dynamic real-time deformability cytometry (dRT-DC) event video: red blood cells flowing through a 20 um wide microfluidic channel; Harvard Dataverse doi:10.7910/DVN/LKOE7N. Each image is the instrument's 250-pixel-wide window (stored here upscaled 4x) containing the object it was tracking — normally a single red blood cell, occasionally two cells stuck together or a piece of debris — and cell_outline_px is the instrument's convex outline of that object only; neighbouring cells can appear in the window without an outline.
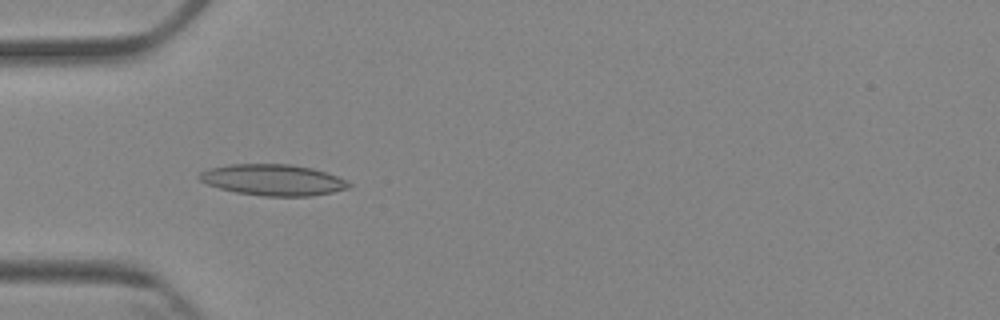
{"species": "Egyptian fruit bat (a non-hibernating species)", "species_latin": "Rousettus aegyptiacus", "temperature_condition": "cold", "stored_images_in_passage": 7, "camera_frame_rate_fps": 3000, "um_per_image_px": 0.085, "animal": {"sex": "female"}, "frame": {"image": 1, "passage_image": 4, "time_ms": 3.667, "image_size_px": [1000, 320], "cell_outline_px": [[352, 184], [348, 188], [332, 192], [312, 196], [264, 196], [236, 192], [220, 188], [208, 184], [200, 180], [196, 176], [200, 172], [208, 168], [228, 164], [292, 164], [312, 168], [336, 176]], "centroid_in_image_um": [23.17, 15.28], "position_along_channel_um": 61.8, "area_um2": 27.05}}
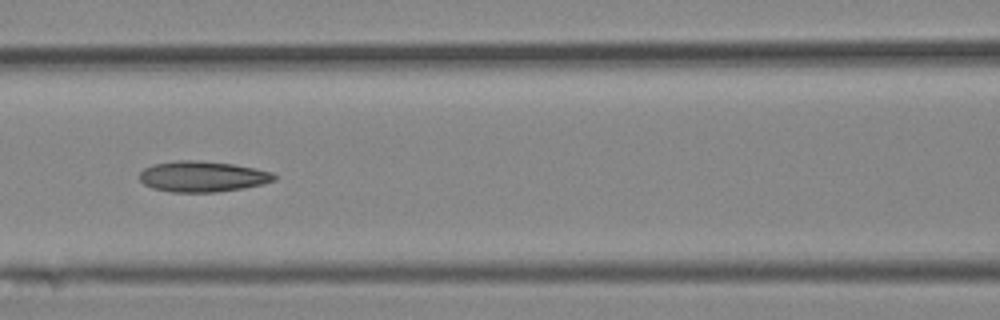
{"frame": {"image": 2, "passage_image": 6, "time_ms": 6.0, "image_size_px": [1000, 320], "cell_outline_px": [[276, 180], [264, 184], [244, 188], [216, 192], [172, 192], [152, 188], [144, 184], [140, 180], [140, 172], [144, 168], [152, 164], [176, 160], [196, 160], [232, 164], [256, 168], [272, 172], [276, 176]], "centroid_in_image_um": [17.22, 15.0], "position_along_channel_um": 149.4, "area_um2": 24.28}}
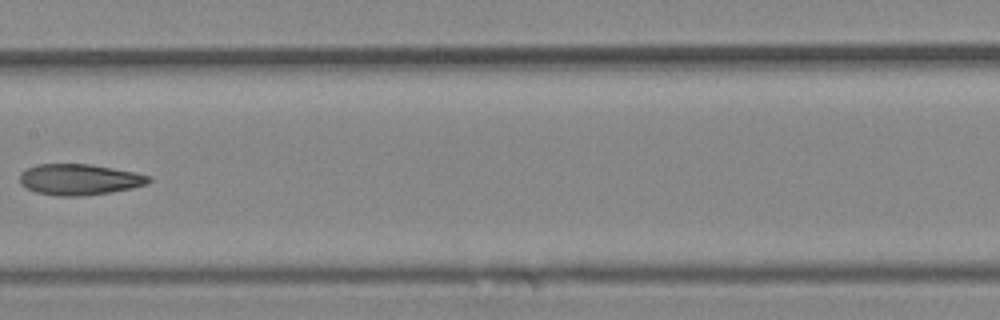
{"frame": {"image": 3, "passage_image": 7, "time_ms": 7.333, "image_size_px": [1000, 320], "cell_outline_px": [[152, 180], [148, 184], [132, 188], [112, 192], [84, 196], [56, 196], [36, 192], [20, 184], [20, 172], [36, 164], [88, 164], [136, 172], [152, 176]], "centroid_in_image_um": [6.78, 15.26], "position_along_channel_um": 200.6, "area_um2": 23.47}}